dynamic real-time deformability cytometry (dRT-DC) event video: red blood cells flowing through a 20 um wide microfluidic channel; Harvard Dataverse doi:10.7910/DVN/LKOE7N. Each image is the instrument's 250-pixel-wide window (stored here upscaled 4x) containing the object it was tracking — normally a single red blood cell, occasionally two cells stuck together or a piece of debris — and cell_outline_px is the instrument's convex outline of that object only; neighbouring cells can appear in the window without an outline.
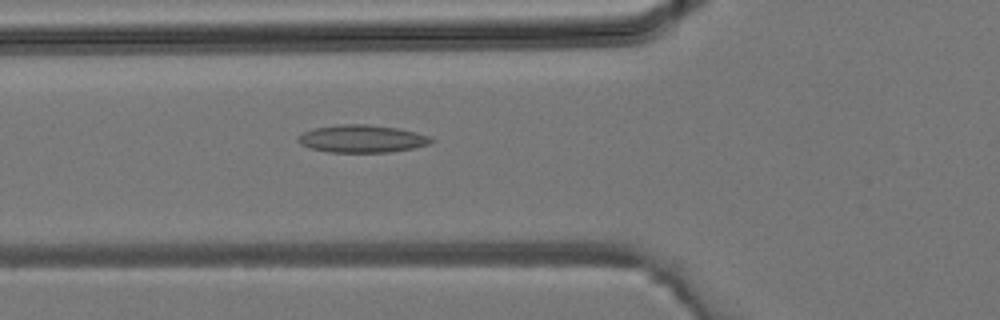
{"species": "common noctule bat (a hibernating species)", "species_latin": "Nyctalus noctula", "temperature_condition": "room temperature", "stored_images_in_passage": 37, "camera_frame_rate_fps": 3000, "um_per_image_px": 0.085, "animal": {"sex": "male", "body_mass_g": 19.2, "forearm_length_mm": 51.8}, "frame": {"image": 1, "passage_image": 13, "time_ms": 4.0, "image_size_px": [1000, 320], "cell_outline_px": [[436, 140], [428, 144], [412, 148], [392, 152], [328, 152], [308, 148], [300, 144], [296, 140], [304, 132], [316, 128], [340, 124], [368, 124], [396, 128], [428, 136]], "centroid_in_image_um": [30.74, 11.8], "position_along_channel_um": 95.1, "area_um2": 21.21}}
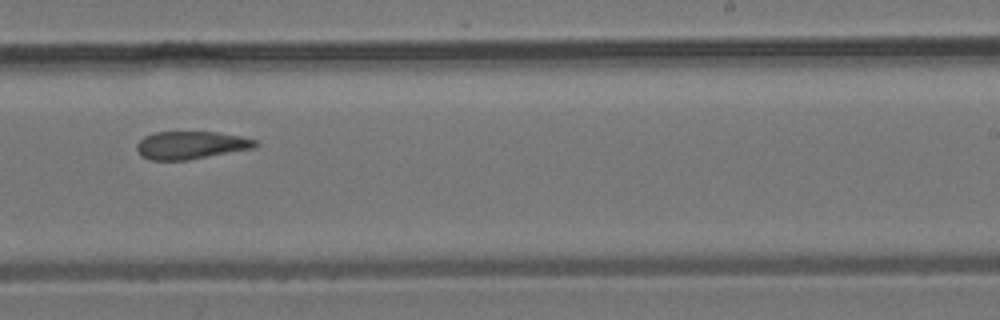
{"frame": {"image": 2, "passage_image": 23, "time_ms": 7.333, "image_size_px": [1000, 320], "cell_outline_px": [[260, 144], [252, 148], [188, 160], [148, 160], [140, 156], [136, 148], [136, 144], [144, 136], [152, 132], [216, 132], [240, 136], [256, 140]], "centroid_in_image_um": [16.17, 12.34], "position_along_channel_um": 272.8, "area_um2": 19.25}}
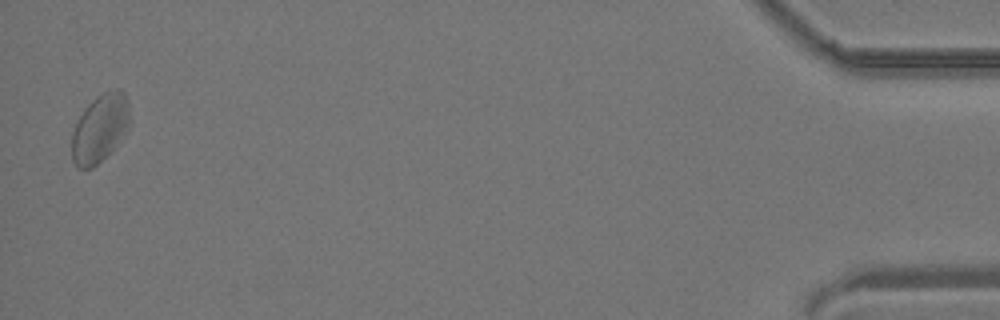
{"frame": {"image": 3, "passage_image": 37, "time_ms": 12.0, "image_size_px": [1000, 320], "cell_outline_px": [[128, 128], [120, 140], [92, 168], [76, 168], [72, 160], [72, 132], [84, 108], [96, 96], [104, 92], [116, 88], [120, 88], [124, 92], [128, 100]], "centroid_in_image_um": [8.47, 10.87], "position_along_channel_um": 426.7, "area_um2": 22.66}}